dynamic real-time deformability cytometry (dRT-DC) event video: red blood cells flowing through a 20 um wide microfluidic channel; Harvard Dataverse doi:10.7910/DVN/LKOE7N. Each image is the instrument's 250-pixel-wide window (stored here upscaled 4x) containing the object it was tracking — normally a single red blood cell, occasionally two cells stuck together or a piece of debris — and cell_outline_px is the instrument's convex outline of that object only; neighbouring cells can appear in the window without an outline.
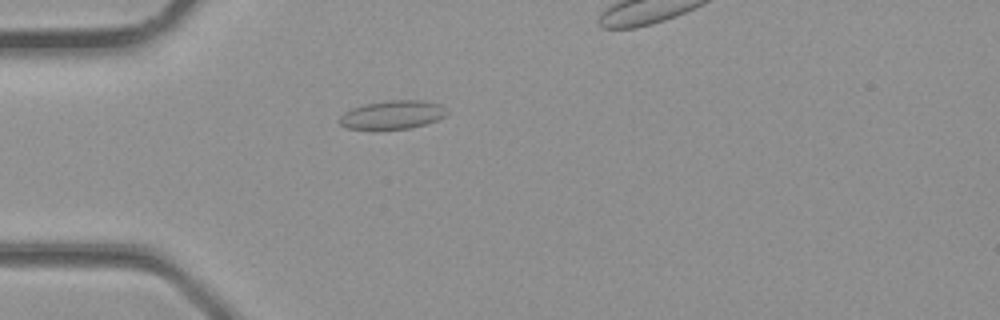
{"species": "common noctule bat (a hibernating species)", "species_latin": "Nyctalus noctula", "temperature_condition": "room temperature", "stored_images_in_passage": 26, "camera_frame_rate_fps": 3000, "um_per_image_px": 0.085, "animal": {"sex": "male", "body_mass_g": 23.1, "forearm_length_mm": 52.7}, "frame": {"image": 1, "passage_image": 5, "time_ms": 1.333, "image_size_px": [1000, 320], "cell_outline_px": [[448, 112], [444, 116], [436, 120], [412, 128], [380, 132], [372, 132], [344, 128], [340, 124], [340, 116], [344, 112], [352, 108], [364, 104], [388, 100], [420, 100], [440, 104]], "centroid_in_image_um": [33.28, 9.81], "position_along_channel_um": 51.7, "area_um2": 18.61}}
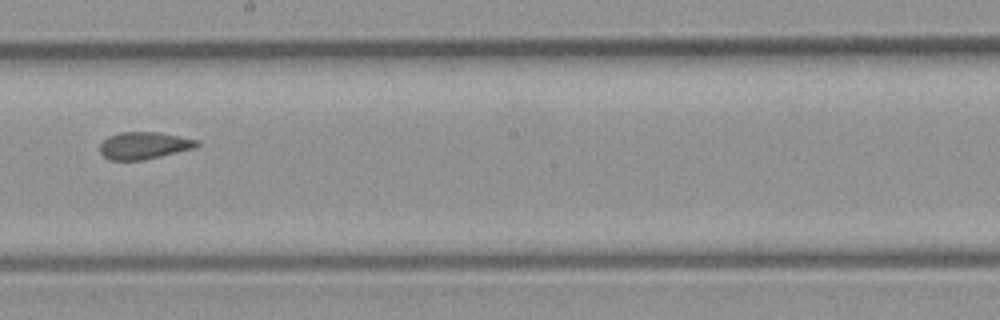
{"frame": {"image": 2, "passage_image": 15, "time_ms": 4.667, "image_size_px": [1000, 320], "cell_outline_px": [[200, 144], [196, 148], [144, 160], [108, 160], [100, 152], [100, 144], [108, 136], [120, 132], [156, 132], [200, 140]], "centroid_in_image_um": [12.25, 12.37], "position_along_channel_um": 235.9, "area_um2": 15.43}}
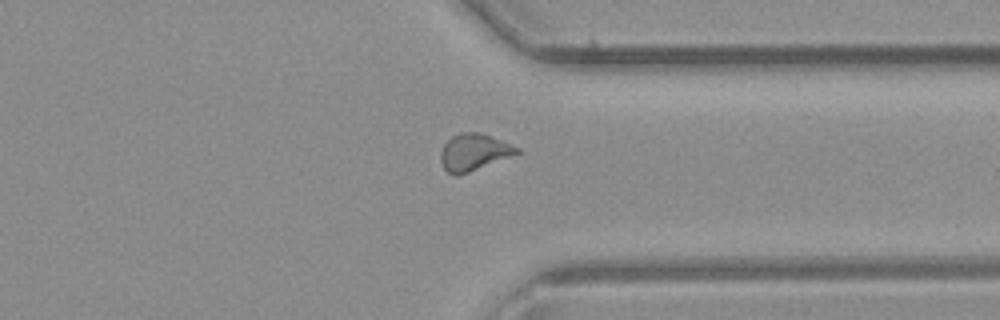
{"frame": {"image": 3, "passage_image": 22, "time_ms": 7.0, "image_size_px": [1000, 320], "cell_outline_px": [[520, 152], [468, 172], [456, 176], [452, 176], [444, 168], [440, 160], [440, 152], [444, 144], [452, 136], [460, 132], [480, 132], [512, 144], [520, 148]], "centroid_in_image_um": [40.25, 12.92], "position_along_channel_um": 371.2, "area_um2": 16.18}}